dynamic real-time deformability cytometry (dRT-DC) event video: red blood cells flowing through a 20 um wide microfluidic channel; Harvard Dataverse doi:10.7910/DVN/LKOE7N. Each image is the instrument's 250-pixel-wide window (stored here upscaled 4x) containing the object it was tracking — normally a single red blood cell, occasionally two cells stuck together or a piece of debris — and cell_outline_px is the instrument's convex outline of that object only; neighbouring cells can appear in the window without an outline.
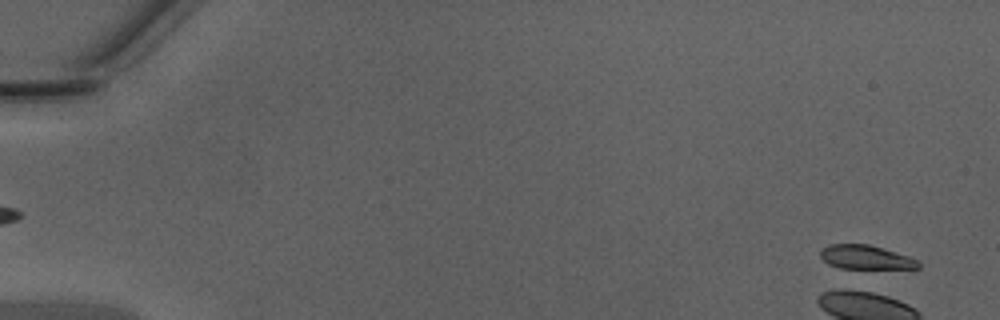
{"species": "Egyptian fruit bat (a non-hibernating species)", "species_latin": "Rousettus aegyptiacus", "temperature_condition": "warm", "stored_images_in_passage": 2, "camera_frame_rate_fps": 3000, "um_per_image_px": 0.085, "animal": {"sex": "male"}, "frame": {"image": 1, "passage_image": 2, "time_ms": 0.333, "image_size_px": [1000, 320], "cell_outline_px": [[920, 268], [848, 272], [828, 264], [820, 256], [820, 252], [828, 244], [868, 244], [908, 256], [920, 260]], "centroid_in_image_um": [73.6, 21.95], "position_along_channel_um": 11.4, "area_um2": 14.74}}